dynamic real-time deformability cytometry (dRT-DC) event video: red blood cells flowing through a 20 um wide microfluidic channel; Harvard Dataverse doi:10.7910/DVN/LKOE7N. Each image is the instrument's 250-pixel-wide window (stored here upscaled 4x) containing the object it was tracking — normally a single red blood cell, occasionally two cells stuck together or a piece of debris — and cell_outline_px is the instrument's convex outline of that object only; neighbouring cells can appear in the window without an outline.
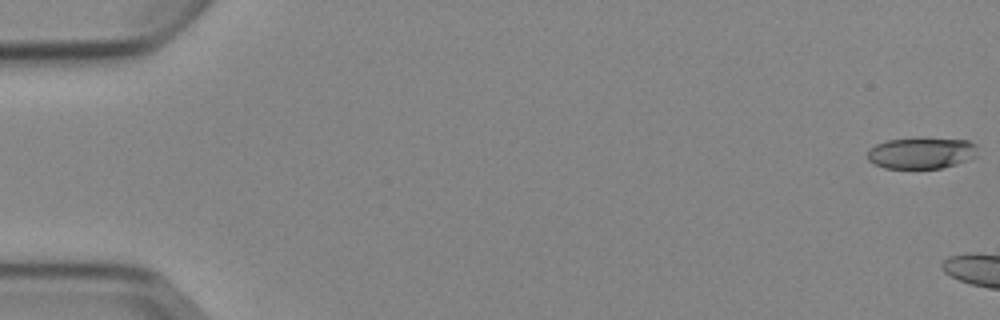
{"species": "Egyptian fruit bat (a non-hibernating species)", "species_latin": "Rousettus aegyptiacus", "temperature_condition": "cold", "stored_images_in_passage": 7, "camera_frame_rate_fps": 3000, "um_per_image_px": 0.085, "animal": {"sex": "female"}, "frame": {"image": 1, "passage_image": 1, "time_ms": 0.0, "image_size_px": [1000, 320], "cell_outline_px": [[976, 156], [972, 160], [940, 168], [884, 168], [868, 160], [868, 148], [876, 144], [888, 140], [968, 140], [976, 144]], "centroid_in_image_um": [78.33, 13.04], "position_along_channel_um": 6.7, "area_um2": 19.54}}